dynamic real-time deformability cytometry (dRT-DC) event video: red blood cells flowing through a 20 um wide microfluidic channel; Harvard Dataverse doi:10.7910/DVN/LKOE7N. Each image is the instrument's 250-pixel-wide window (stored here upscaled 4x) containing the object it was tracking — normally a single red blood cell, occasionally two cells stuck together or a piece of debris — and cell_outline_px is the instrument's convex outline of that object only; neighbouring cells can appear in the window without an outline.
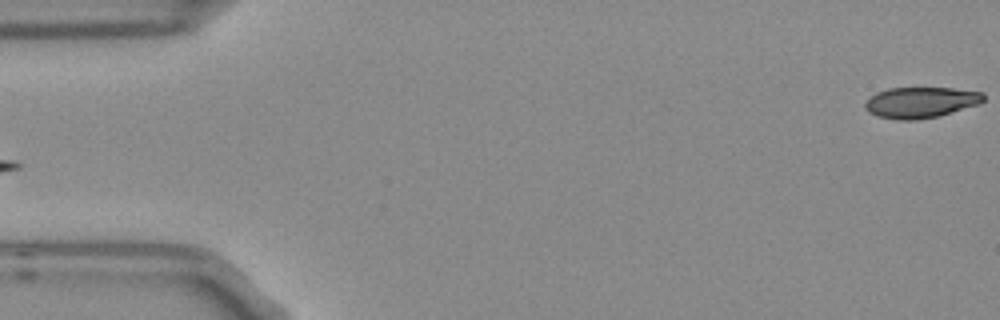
{"species": "Egyptian fruit bat (a non-hibernating species)", "species_latin": "Rousettus aegyptiacus", "temperature_condition": "room temperature", "stored_images_in_passage": 5, "segment_of_instrument_passage": [2, 2], "camera_frame_rate_fps": 3000, "um_per_image_px": 0.085, "frame": {"image": 1, "passage_image": 5, "time_ms": 1.333, "image_size_px": [1000, 320], "cell_outline_px": [[984, 100], [980, 104], [940, 116], [916, 120], [900, 120], [876, 116], [868, 112], [864, 108], [864, 104], [876, 92], [888, 88], [952, 88], [984, 92]], "centroid_in_image_um": [78.27, 8.71], "position_along_channel_um": 6.7, "area_um2": 21.5}}